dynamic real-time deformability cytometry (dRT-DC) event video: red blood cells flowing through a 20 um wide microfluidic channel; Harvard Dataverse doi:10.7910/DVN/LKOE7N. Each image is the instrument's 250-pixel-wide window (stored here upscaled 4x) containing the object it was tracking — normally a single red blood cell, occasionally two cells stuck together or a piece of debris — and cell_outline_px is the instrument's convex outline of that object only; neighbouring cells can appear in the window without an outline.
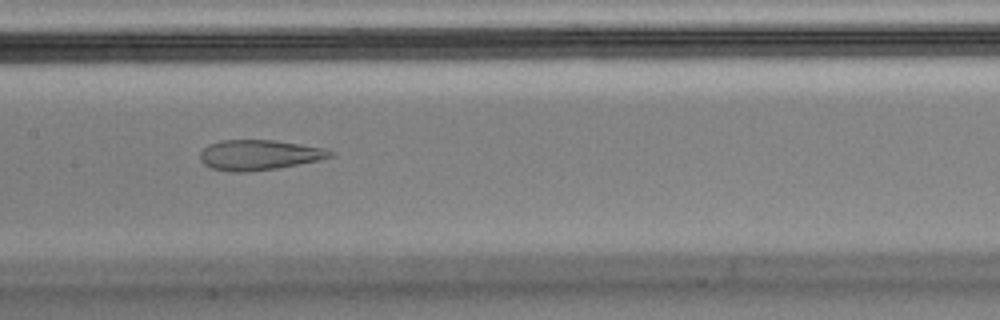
{"species": "Egyptian fruit bat (a non-hibernating species)", "species_latin": "Rousettus aegyptiacus", "temperature_condition": "cold", "stored_images_in_passage": 9, "camera_frame_rate_fps": 3000, "um_per_image_px": 0.085, "animal": {"sex": "male"}, "frame": {"image": 1, "passage_image": 8, "time_ms": 2.333, "image_size_px": [1000, 320], "cell_outline_px": [[336, 152], [332, 156], [320, 160], [276, 168], [248, 172], [232, 172], [212, 168], [204, 164], [200, 160], [200, 152], [208, 144], [220, 140], [272, 140], [300, 144], [324, 148]], "centroid_in_image_um": [22.01, 13.17], "position_along_channel_um": 185.4, "area_um2": 22.89}}
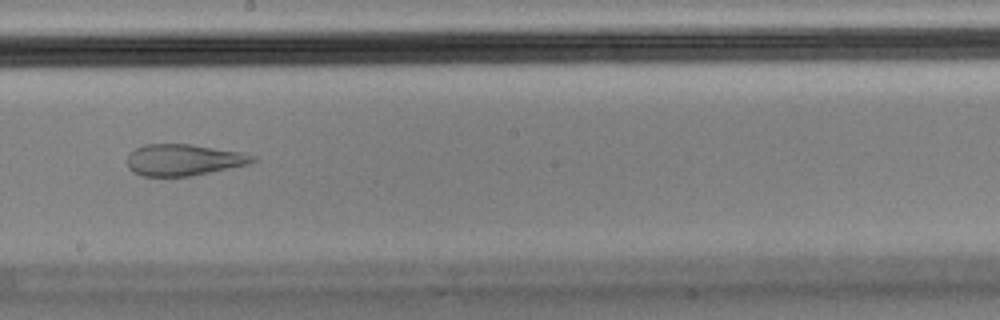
{"frame": {"image": 2, "passage_image": 9, "time_ms": 2.667, "image_size_px": [1000, 320], "cell_outline_px": [[256, 160], [248, 164], [192, 176], [144, 176], [132, 172], [128, 168], [128, 152], [144, 144], [192, 144], [244, 152], [256, 156]], "centroid_in_image_um": [15.61, 13.58], "position_along_channel_um": 232.6, "area_um2": 23.18}}